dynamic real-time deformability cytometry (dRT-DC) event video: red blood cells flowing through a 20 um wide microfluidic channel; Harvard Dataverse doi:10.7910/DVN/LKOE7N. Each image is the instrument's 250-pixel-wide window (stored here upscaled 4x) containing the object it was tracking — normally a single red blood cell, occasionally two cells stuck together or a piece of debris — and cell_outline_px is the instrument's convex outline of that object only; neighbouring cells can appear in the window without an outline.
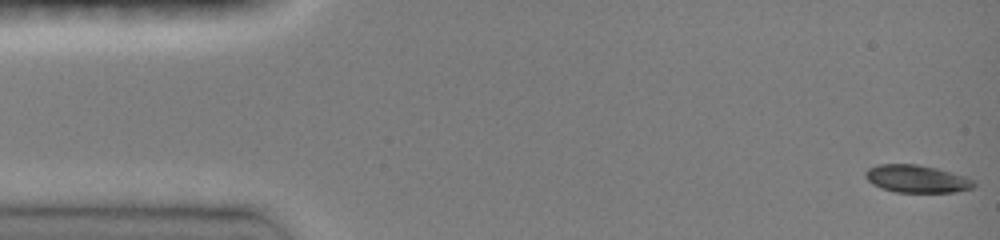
{"species": "common noctule bat (a hibernating species)", "species_latin": "Nyctalus noctula", "temperature_condition": "room temperature", "stored_images_in_passage": 46, "camera_frame_rate_fps": 3000, "um_per_image_px": 0.085, "animal": {"sex": "female", "body_mass_g": 19.0, "forearm_length_mm": 51.5}, "frame": {"image": 1, "passage_image": 1, "time_ms": 0.0, "image_size_px": [1000, 240], "cell_outline_px": [[976, 184], [972, 188], [956, 192], [896, 192], [880, 188], [872, 184], [864, 176], [864, 172], [868, 168], [880, 164], [916, 164], [936, 168], [964, 176], [976, 180]], "centroid_in_image_um": [77.91, 15.2], "position_along_channel_um": 7.1, "area_um2": 17.51}}
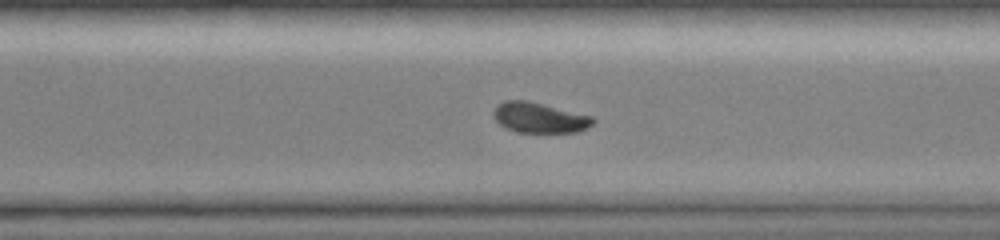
{"frame": {"image": 2, "passage_image": 33, "time_ms": 10.667, "image_size_px": [1000, 240], "cell_outline_px": [[596, 120], [592, 124], [576, 132], [520, 132], [504, 128], [496, 120], [492, 112], [504, 100], [528, 100], [592, 116]], "centroid_in_image_um": [45.84, 9.99], "position_along_channel_um": 324.8, "area_um2": 17.4}}
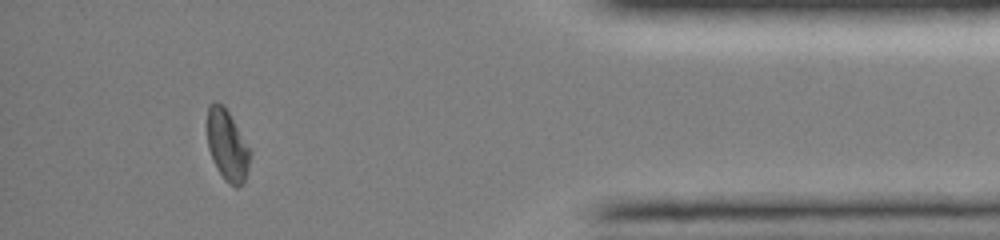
{"frame": {"image": 3, "passage_image": 42, "time_ms": 13.667, "image_size_px": [1000, 240], "cell_outline_px": [[252, 152], [248, 168], [244, 180], [236, 188], [228, 184], [224, 180], [208, 148], [208, 104], [216, 100], [224, 104]], "centroid_in_image_um": [19.33, 12.32], "position_along_channel_um": 415.9, "area_um2": 17.57}, "authors_computed_cell_mechanics": {"area_um2": 18.0914, "velocity_mm_per_s": 4.1267, "shape_relaxation_time_tau1_ms": 10.3695, "shape_relaxation_time_tau2_ms": null, "deformation_change_tau1": 0.2022, "deformation_change_tau2": null}}